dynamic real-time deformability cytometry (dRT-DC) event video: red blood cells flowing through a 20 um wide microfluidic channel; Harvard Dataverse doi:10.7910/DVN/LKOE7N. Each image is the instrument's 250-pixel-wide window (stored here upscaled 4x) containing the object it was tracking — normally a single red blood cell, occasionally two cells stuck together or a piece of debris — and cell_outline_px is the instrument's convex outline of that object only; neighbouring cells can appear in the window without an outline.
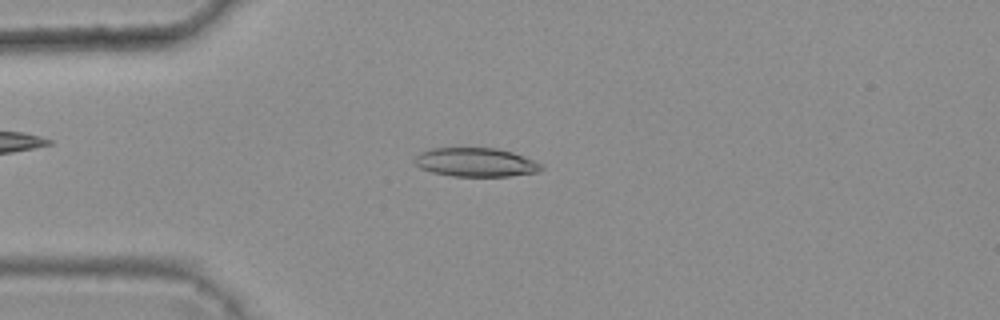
{"species": "common noctule bat (a hibernating species)", "species_latin": "Nyctalus noctula", "temperature_condition": "warm", "stored_images_in_passage": 5, "camera_frame_rate_fps": 3000, "um_per_image_px": 0.085, "animal": {"sex": "female", "body_mass_g": 25.1}, "frame": {"image": 1, "passage_image": 3, "time_ms": 0.667, "image_size_px": [1000, 320], "cell_outline_px": [[544, 168], [540, 172], [508, 176], [452, 176], [432, 172], [420, 168], [416, 164], [416, 156], [420, 152], [432, 148], [496, 148], [512, 152], [544, 164]], "centroid_in_image_um": [40.48, 13.8], "position_along_channel_um": 44.5, "area_um2": 21.27}}
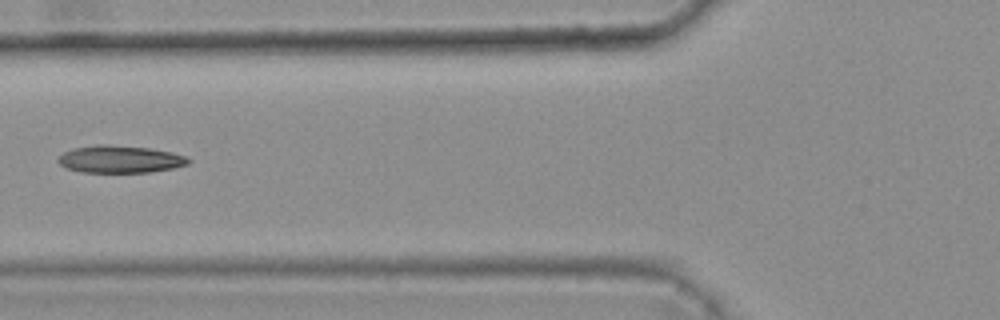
{"frame": {"image": 2, "passage_image": 5, "time_ms": 1.333, "image_size_px": [1000, 320], "cell_outline_px": [[192, 160], [188, 164], [172, 168], [148, 172], [80, 172], [64, 168], [56, 160], [64, 152], [72, 148], [96, 144], [108, 144], [148, 148], [172, 152], [184, 156]], "centroid_in_image_um": [10.15, 13.53], "position_along_channel_um": 115.6, "area_um2": 20.81}}